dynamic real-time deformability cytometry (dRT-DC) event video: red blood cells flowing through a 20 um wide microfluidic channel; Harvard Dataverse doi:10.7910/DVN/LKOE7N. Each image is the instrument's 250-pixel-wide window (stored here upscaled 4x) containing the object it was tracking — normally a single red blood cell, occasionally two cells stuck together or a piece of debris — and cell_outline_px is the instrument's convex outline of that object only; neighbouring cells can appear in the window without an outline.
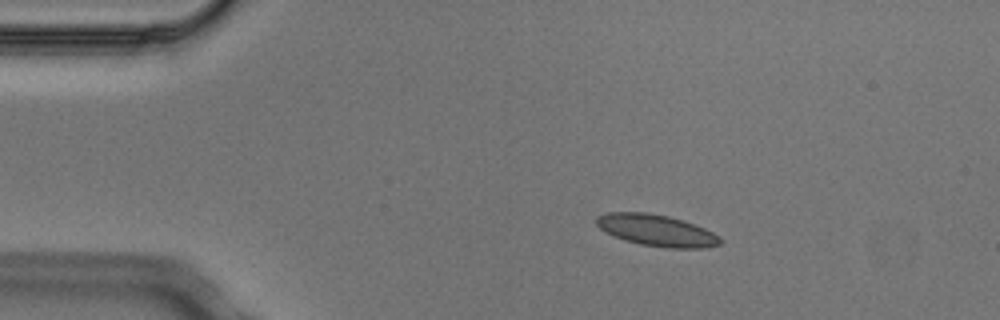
{"species": "Egyptian fruit bat (a non-hibernating species)", "species_latin": "Rousettus aegyptiacus", "temperature_condition": "cold", "stored_images_in_passage": 4, "camera_frame_rate_fps": 3000, "um_per_image_px": 0.085, "animal": {"sex": "male"}, "frame": {"image": 1, "passage_image": 2, "time_ms": 0.333, "image_size_px": [1000, 320], "cell_outline_px": [[724, 240], [720, 244], [704, 248], [668, 248], [640, 244], [624, 240], [600, 228], [596, 224], [596, 216], [608, 212], [648, 212], [668, 216], [704, 228], [720, 236]], "centroid_in_image_um": [55.82, 19.58], "position_along_channel_um": 29.2, "area_um2": 22.6}}